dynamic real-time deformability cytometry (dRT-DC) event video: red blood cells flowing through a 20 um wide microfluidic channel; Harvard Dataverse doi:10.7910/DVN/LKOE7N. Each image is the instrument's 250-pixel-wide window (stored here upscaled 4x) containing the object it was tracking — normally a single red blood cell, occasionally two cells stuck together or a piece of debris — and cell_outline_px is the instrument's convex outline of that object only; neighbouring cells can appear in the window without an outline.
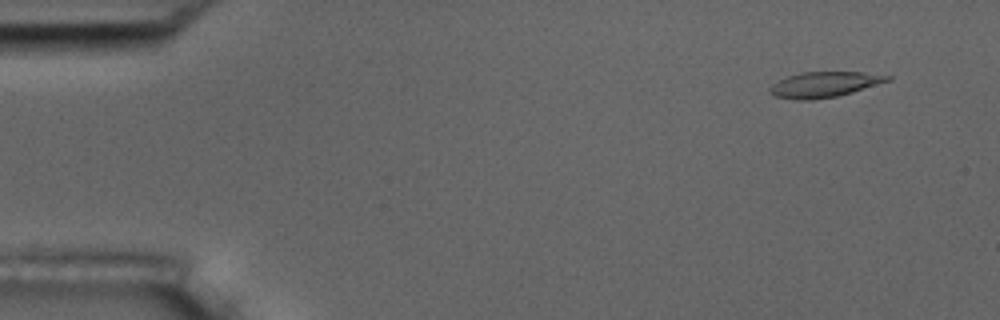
{"species": "common noctule bat (a hibernating species)", "species_latin": "Nyctalus noctula", "temperature_condition": "room temperature", "stored_images_in_passage": 5, "camera_frame_rate_fps": 3000, "um_per_image_px": 0.085, "animal": {"sex": "male", "body_mass_g": 17.5, "forearm_length_mm": 52.3}, "frame": {"image": 1, "passage_image": 1, "time_ms": 0.0, "image_size_px": [1000, 320], "cell_outline_px": [[892, 80], [852, 92], [836, 96], [812, 100], [796, 100], [772, 96], [768, 92], [768, 88], [772, 84], [784, 76], [800, 72], [864, 72], [892, 76]], "centroid_in_image_um": [70.0, 7.18], "position_along_channel_um": 15.0, "area_um2": 17.74}}
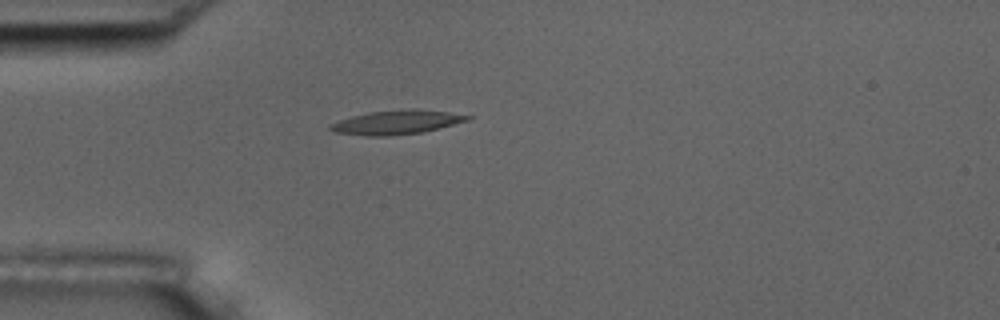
{"frame": {"image": 2, "passage_image": 4, "time_ms": 3.667, "image_size_px": [1000, 320], "cell_outline_px": [[472, 116], [468, 120], [420, 132], [388, 136], [364, 136], [336, 132], [328, 128], [328, 124], [352, 116], [368, 112], [412, 108], [448, 112]], "centroid_in_image_um": [33.64, 10.38], "position_along_channel_um": 51.4, "area_um2": 18.96}}